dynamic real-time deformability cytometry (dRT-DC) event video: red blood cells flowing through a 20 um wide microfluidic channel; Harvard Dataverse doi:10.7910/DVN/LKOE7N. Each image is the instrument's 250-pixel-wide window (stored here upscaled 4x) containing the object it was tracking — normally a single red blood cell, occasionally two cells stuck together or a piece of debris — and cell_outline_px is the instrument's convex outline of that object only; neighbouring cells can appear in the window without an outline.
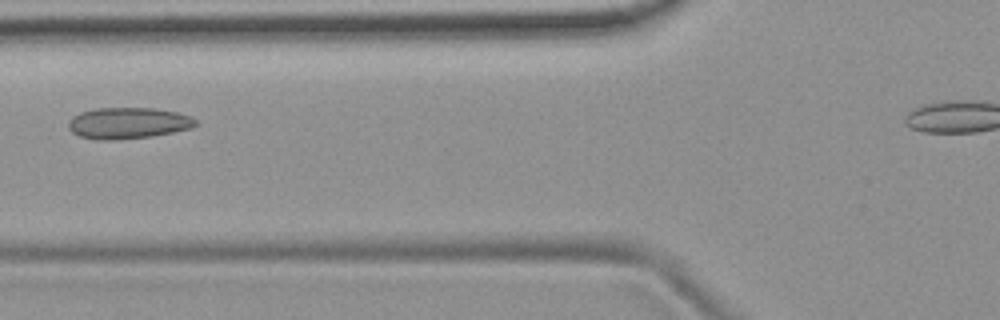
{"species": "common noctule bat (a hibernating species)", "species_latin": "Nyctalus noctula", "temperature_condition": "room temperature", "stored_images_in_passage": 4, "camera_frame_rate_fps": 3000, "um_per_image_px": 0.085, "animal": {"sex": "female", "body_mass_g": 19.9}, "frame": {"image": 1, "passage_image": 4, "time_ms": 1.0, "image_size_px": [1000, 320], "cell_outline_px": [[196, 124], [192, 128], [152, 136], [112, 140], [96, 140], [80, 136], [72, 132], [68, 128], [68, 120], [72, 116], [80, 112], [96, 108], [156, 108], [176, 112], [192, 116], [196, 120]], "centroid_in_image_um": [10.86, 10.46], "position_along_channel_um": 114.9, "area_um2": 23.29}}